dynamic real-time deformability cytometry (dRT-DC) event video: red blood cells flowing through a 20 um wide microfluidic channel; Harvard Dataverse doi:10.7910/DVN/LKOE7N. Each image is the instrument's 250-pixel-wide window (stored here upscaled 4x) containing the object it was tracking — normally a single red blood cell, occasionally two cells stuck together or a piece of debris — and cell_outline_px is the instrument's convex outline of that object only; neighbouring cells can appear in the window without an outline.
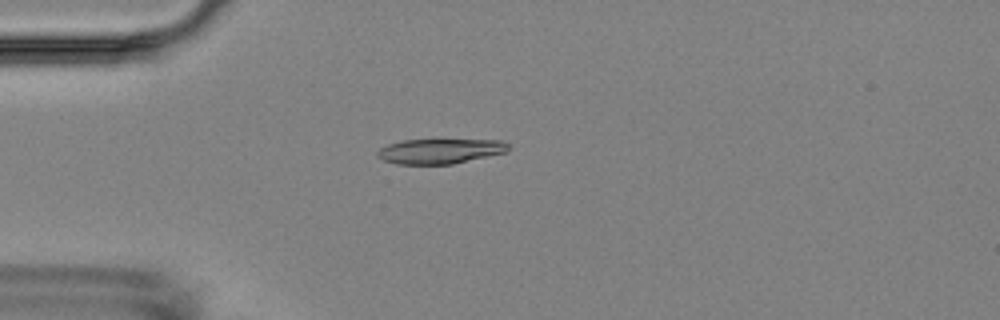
{"species": "Egyptian fruit bat (a non-hibernating species)", "species_latin": "Rousettus aegyptiacus", "temperature_condition": "room temperature", "stored_images_in_passage": 10, "camera_frame_rate_fps": 3000, "um_per_image_px": 0.085, "animal": {"sex": "female"}, "frame": {"image": 1, "passage_image": 4, "time_ms": 3.333, "image_size_px": [1000, 320], "cell_outline_px": [[508, 148], [504, 152], [452, 164], [396, 164], [384, 160], [376, 156], [376, 152], [380, 148], [388, 144], [404, 140], [436, 136], [500, 140], [508, 144]], "centroid_in_image_um": [37.37, 12.77], "position_along_channel_um": 47.6, "area_um2": 20.11}}
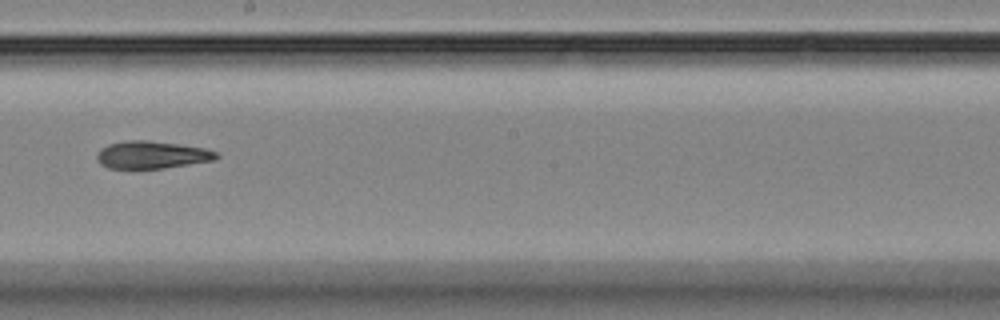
{"frame": {"image": 2, "passage_image": 9, "time_ms": 9.0, "image_size_px": [1000, 320], "cell_outline_px": [[220, 156], [216, 160], [164, 168], [108, 168], [100, 164], [96, 160], [96, 156], [108, 144], [128, 140], [148, 140], [204, 148], [216, 152]], "centroid_in_image_um": [12.92, 13.17], "position_along_channel_um": 235.3, "area_um2": 18.96}}
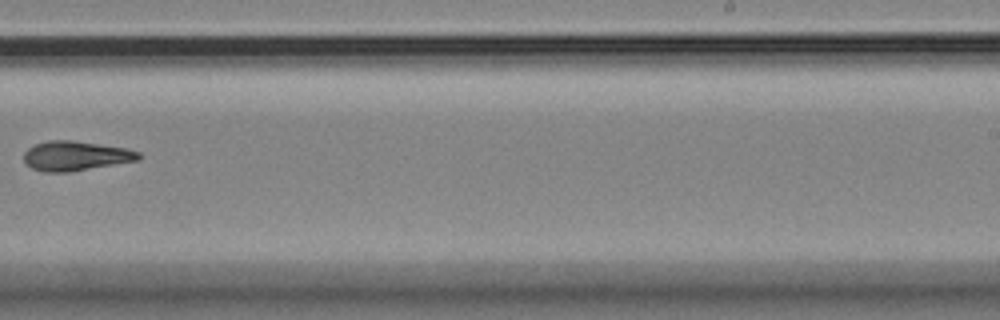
{"frame": {"image": 3, "passage_image": 10, "time_ms": 10.333, "image_size_px": [1000, 320], "cell_outline_px": [[140, 160], [68, 172], [48, 172], [32, 168], [24, 160], [24, 152], [28, 148], [36, 144], [48, 140], [72, 140], [124, 148], [140, 152]], "centroid_in_image_um": [6.43, 13.25], "position_along_channel_um": 282.6, "area_um2": 19.54}}